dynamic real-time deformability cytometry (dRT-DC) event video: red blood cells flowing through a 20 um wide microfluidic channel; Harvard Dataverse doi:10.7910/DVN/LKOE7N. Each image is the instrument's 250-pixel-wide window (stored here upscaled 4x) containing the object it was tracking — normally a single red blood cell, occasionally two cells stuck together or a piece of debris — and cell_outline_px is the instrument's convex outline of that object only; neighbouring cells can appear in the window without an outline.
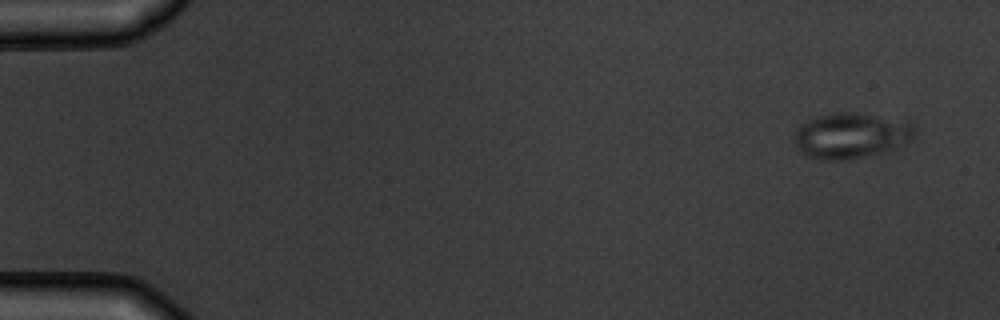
{"species": "common noctule bat (a hibernating species)", "species_latin": "Nyctalus noctula", "temperature_condition": "warm", "stored_images_in_passage": 5, "camera_frame_rate_fps": 3000, "um_per_image_px": 0.085, "animal": {"sex": "male", "body_mass_g": 19.5, "forearm_length_mm": 54.6}, "frame": {"image": 1, "passage_image": 1, "time_ms": 0.0, "image_size_px": [1000, 320], "cell_outline_px": [[916, 132], [912, 140], [896, 148], [848, 160], [820, 160], [808, 156], [800, 152], [796, 148], [792, 140], [796, 128], [800, 124], [816, 116], [844, 112], [856, 112], [908, 120], [916, 128]], "centroid_in_image_um": [72.33, 11.52], "position_along_channel_um": 12.7, "area_um2": 32.54}}